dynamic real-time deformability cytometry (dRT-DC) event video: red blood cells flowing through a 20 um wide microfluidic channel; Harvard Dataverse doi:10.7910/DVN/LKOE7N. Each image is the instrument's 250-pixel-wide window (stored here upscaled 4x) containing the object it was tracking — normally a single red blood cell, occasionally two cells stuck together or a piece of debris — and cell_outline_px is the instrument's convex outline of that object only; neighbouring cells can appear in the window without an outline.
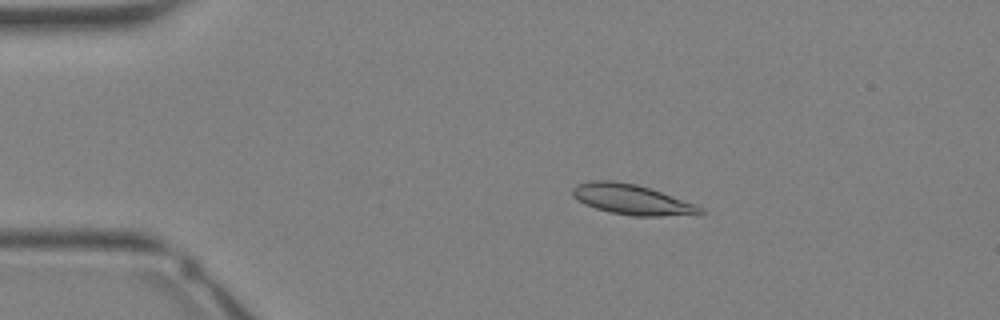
{"species": "Egyptian fruit bat (a non-hibernating species)", "species_latin": "Rousettus aegyptiacus", "temperature_condition": "warm", "stored_images_in_passage": 35, "camera_frame_rate_fps": 3000, "um_per_image_px": 0.085, "animal": {"sex": "female"}, "frame": {"image": 1, "passage_image": 7, "time_ms": 2.0, "image_size_px": [1000, 320], "cell_outline_px": [[704, 212], [660, 216], [632, 216], [608, 212], [584, 204], [572, 196], [572, 188], [576, 184], [588, 180], [612, 180], [636, 184], [696, 204], [704, 208]], "centroid_in_image_um": [53.61, 16.94], "position_along_channel_um": 31.4, "area_um2": 22.31}}
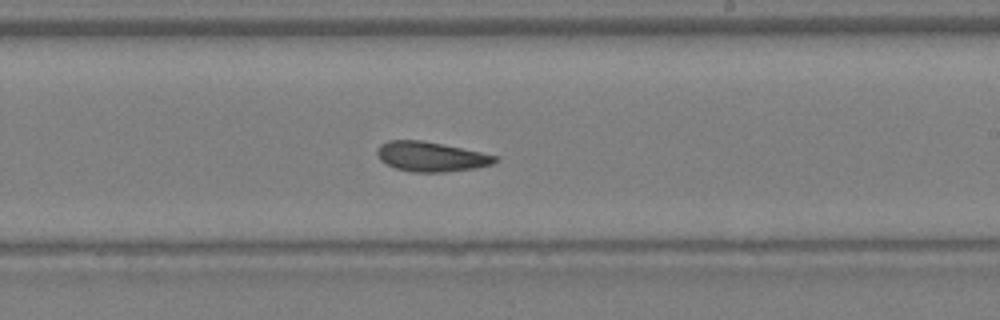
{"frame": {"image": 2, "passage_image": 21, "time_ms": 6.667, "image_size_px": [1000, 320], "cell_outline_px": [[500, 160], [492, 164], [476, 168], [444, 172], [412, 172], [396, 168], [380, 160], [376, 152], [380, 144], [388, 140], [420, 140], [500, 156]], "centroid_in_image_um": [36.65, 13.32], "position_along_channel_um": 252.3, "area_um2": 20.35}}
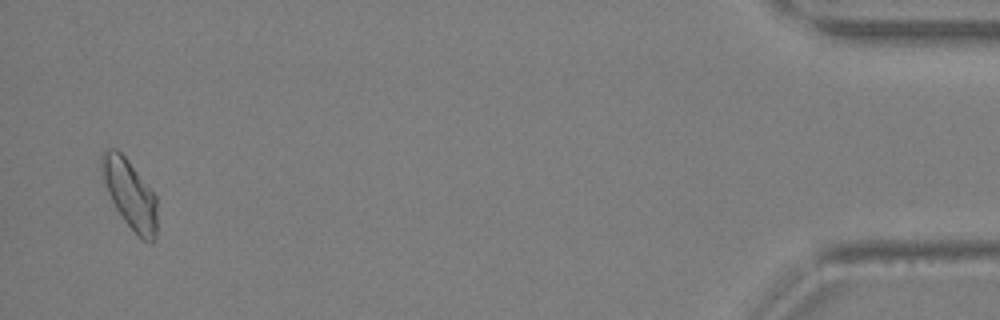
{"frame": {"image": 3, "passage_image": 34, "time_ms": 11.0, "image_size_px": [1000, 320], "cell_outline_px": [[156, 240], [152, 244], [144, 240], [124, 220], [116, 208], [108, 192], [100, 168], [100, 156], [108, 148], [116, 148], [128, 160], [156, 196]], "centroid_in_image_um": [11.04, 16.48], "position_along_channel_um": 424.2, "area_um2": 21.85}}